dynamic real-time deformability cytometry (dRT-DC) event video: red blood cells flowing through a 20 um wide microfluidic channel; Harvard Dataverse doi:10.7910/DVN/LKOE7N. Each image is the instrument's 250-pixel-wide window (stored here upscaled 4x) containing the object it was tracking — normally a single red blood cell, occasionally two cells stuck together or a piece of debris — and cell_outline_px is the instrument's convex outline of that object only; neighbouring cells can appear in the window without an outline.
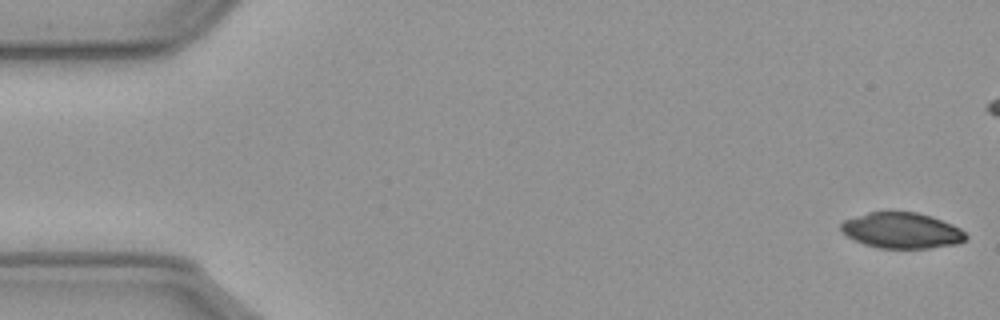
{"species": "common noctule bat (a hibernating species)", "species_latin": "Nyctalus noctula", "temperature_condition": "cold", "stored_images_in_passage": 57, "camera_frame_rate_fps": 3000, "um_per_image_px": 0.085, "animal": {"sex": "male", "body_mass_g": 23.1, "forearm_length_mm": 52.7}, "frame": {"image": 1, "passage_image": 1, "time_ms": 0.0, "image_size_px": [1000, 320], "cell_outline_px": [[968, 236], [964, 240], [956, 244], [928, 248], [880, 248], [864, 244], [848, 236], [840, 228], [840, 224], [844, 220], [868, 212], [916, 212], [952, 224], [960, 228]], "centroid_in_image_um": [76.64, 19.59], "position_along_channel_um": 8.4, "area_um2": 25.66}}